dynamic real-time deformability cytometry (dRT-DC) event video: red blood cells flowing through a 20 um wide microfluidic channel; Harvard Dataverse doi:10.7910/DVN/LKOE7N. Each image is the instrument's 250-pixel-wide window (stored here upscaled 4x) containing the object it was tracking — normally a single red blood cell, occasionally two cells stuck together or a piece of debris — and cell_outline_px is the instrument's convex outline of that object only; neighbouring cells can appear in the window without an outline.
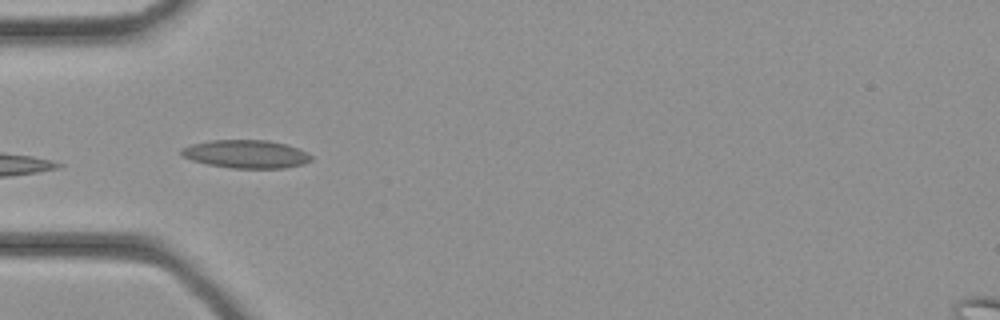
{"species": "common noctule bat (a hibernating species)", "species_latin": "Nyctalus noctula", "temperature_condition": "cold", "stored_images_in_passage": 25, "camera_frame_rate_fps": 3000, "um_per_image_px": 0.085, "animal": {"sex": "female", "body_mass_g": 21.9}, "frame": {"image": 1, "passage_image": 1, "time_ms": 0.0, "image_size_px": [1000, 320], "cell_outline_px": [[312, 160], [304, 164], [284, 168], [232, 168], [208, 164], [192, 160], [184, 156], [180, 152], [180, 148], [192, 144], [208, 140], [268, 140], [288, 144], [308, 152], [312, 156]], "centroid_in_image_um": [20.95, 13.09], "position_along_channel_um": 64.0, "area_um2": 21.44}}
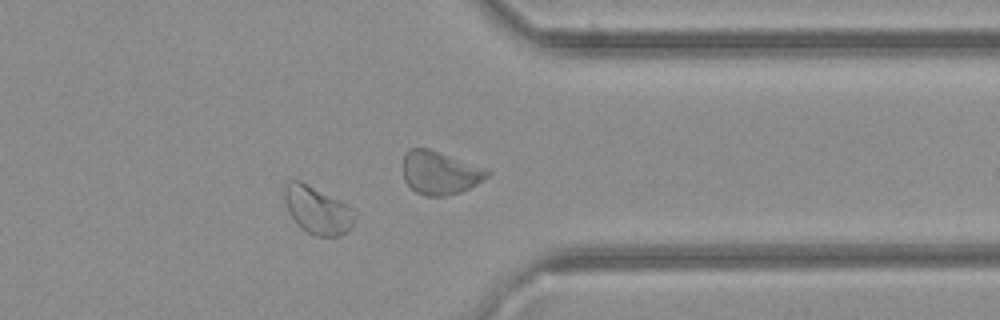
{"frame": {"image": 2, "passage_image": 17, "time_ms": 5.333, "image_size_px": [1000, 320], "cell_outline_px": [[356, 216], [352, 224], [344, 232], [336, 236], [316, 236], [308, 232], [296, 224], [284, 200], [284, 184], [288, 180], [300, 180], [348, 204], [356, 212]], "centroid_in_image_um": [26.97, 17.83], "position_along_channel_um": 384.4, "area_um2": 19.36}}
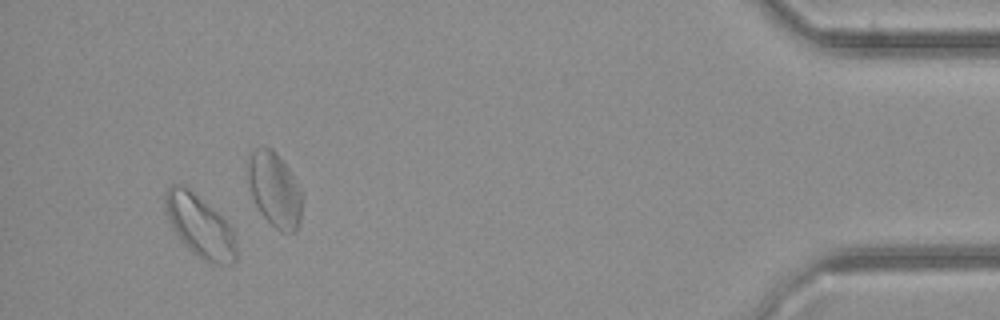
{"frame": {"image": 3, "passage_image": 22, "time_ms": 7.0, "image_size_px": [1000, 320], "cell_outline_px": [[236, 260], [232, 264], [208, 264], [192, 252], [184, 244], [172, 228], [168, 220], [164, 208], [164, 196], [168, 188], [172, 184], [184, 184], [212, 208], [232, 228], [236, 248]], "centroid_in_image_um": [16.96, 19.22], "position_along_channel_um": 418.2, "area_um2": 25.72}}